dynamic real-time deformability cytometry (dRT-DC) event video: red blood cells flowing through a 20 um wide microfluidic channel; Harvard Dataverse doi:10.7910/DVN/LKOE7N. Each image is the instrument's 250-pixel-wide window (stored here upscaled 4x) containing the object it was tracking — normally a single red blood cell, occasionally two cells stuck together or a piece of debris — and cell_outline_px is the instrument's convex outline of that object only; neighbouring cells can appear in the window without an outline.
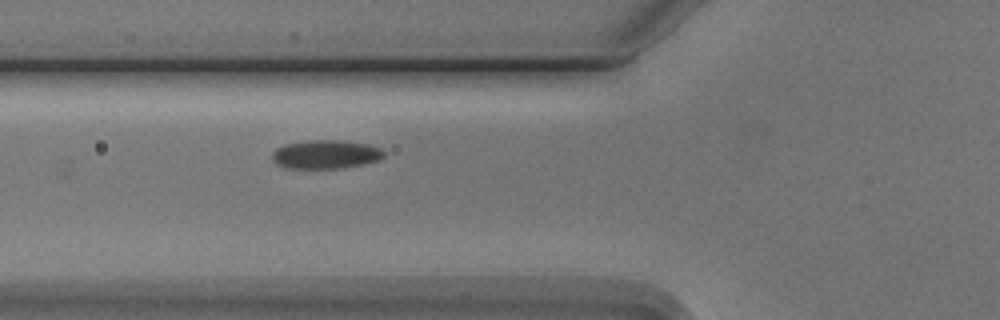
{"species": "Egyptian fruit bat (a non-hibernating species)", "species_latin": "Rousettus aegyptiacus", "temperature_condition": "cold", "stored_images_in_passage": 3, "camera_frame_rate_fps": 3000, "um_per_image_px": 0.085, "animal": {"sex": "male"}, "frame": {"image": 1, "passage_image": 3, "time_ms": 2.333, "image_size_px": [1000, 320], "cell_outline_px": [[384, 156], [380, 160], [364, 164], [340, 168], [288, 168], [276, 164], [272, 160], [272, 152], [276, 148], [284, 144], [308, 140], [344, 140], [368, 144], [380, 148], [384, 152]], "centroid_in_image_um": [27.68, 13.11], "position_along_channel_um": 98.1, "area_um2": 18.84}}